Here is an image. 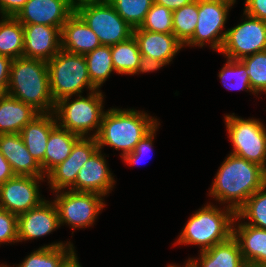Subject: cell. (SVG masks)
Segmentation results:
<instances>
[{"label":"cell","instance_id":"obj_1","mask_svg":"<svg viewBox=\"0 0 266 267\" xmlns=\"http://www.w3.org/2000/svg\"><path fill=\"white\" fill-rule=\"evenodd\" d=\"M266 184V170L233 154L220 166L209 195L237 212L247 199ZM231 203V204H230Z\"/></svg>","mask_w":266,"mask_h":267},{"label":"cell","instance_id":"obj_2","mask_svg":"<svg viewBox=\"0 0 266 267\" xmlns=\"http://www.w3.org/2000/svg\"><path fill=\"white\" fill-rule=\"evenodd\" d=\"M7 94L39 113H53L55 102L50 92L47 62L23 56L12 59Z\"/></svg>","mask_w":266,"mask_h":267},{"label":"cell","instance_id":"obj_3","mask_svg":"<svg viewBox=\"0 0 266 267\" xmlns=\"http://www.w3.org/2000/svg\"><path fill=\"white\" fill-rule=\"evenodd\" d=\"M158 121L137 110L111 108L102 117L96 141L101 150L104 145L123 151L122 157L135 150L137 143L149 133Z\"/></svg>","mask_w":266,"mask_h":267},{"label":"cell","instance_id":"obj_4","mask_svg":"<svg viewBox=\"0 0 266 267\" xmlns=\"http://www.w3.org/2000/svg\"><path fill=\"white\" fill-rule=\"evenodd\" d=\"M224 210L208 204L196 211L187 221L177 244L200 245L202 252L229 240L233 236L236 212L228 206Z\"/></svg>","mask_w":266,"mask_h":267},{"label":"cell","instance_id":"obj_5","mask_svg":"<svg viewBox=\"0 0 266 267\" xmlns=\"http://www.w3.org/2000/svg\"><path fill=\"white\" fill-rule=\"evenodd\" d=\"M50 92L54 102L73 94H81L87 86L91 92L97 88L91 83L84 55L60 50L47 62Z\"/></svg>","mask_w":266,"mask_h":267},{"label":"cell","instance_id":"obj_6","mask_svg":"<svg viewBox=\"0 0 266 267\" xmlns=\"http://www.w3.org/2000/svg\"><path fill=\"white\" fill-rule=\"evenodd\" d=\"M70 99V96H67L55 102L53 113L59 120L57 124L80 137H87L88 132L96 128L92 135L95 138L105 113L102 106L103 94L97 89L89 92L87 98L79 95L74 101L69 102Z\"/></svg>","mask_w":266,"mask_h":267},{"label":"cell","instance_id":"obj_7","mask_svg":"<svg viewBox=\"0 0 266 267\" xmlns=\"http://www.w3.org/2000/svg\"><path fill=\"white\" fill-rule=\"evenodd\" d=\"M75 12L97 35L101 45L112 46L133 36V28L109 1L84 3L77 6Z\"/></svg>","mask_w":266,"mask_h":267},{"label":"cell","instance_id":"obj_8","mask_svg":"<svg viewBox=\"0 0 266 267\" xmlns=\"http://www.w3.org/2000/svg\"><path fill=\"white\" fill-rule=\"evenodd\" d=\"M225 124L233 151L230 154L262 166L266 170V128L259 120L226 115Z\"/></svg>","mask_w":266,"mask_h":267},{"label":"cell","instance_id":"obj_9","mask_svg":"<svg viewBox=\"0 0 266 267\" xmlns=\"http://www.w3.org/2000/svg\"><path fill=\"white\" fill-rule=\"evenodd\" d=\"M236 0H198V22L193 36L184 44L201 46L210 43L220 52L226 31L221 32L227 20L229 8Z\"/></svg>","mask_w":266,"mask_h":267},{"label":"cell","instance_id":"obj_10","mask_svg":"<svg viewBox=\"0 0 266 267\" xmlns=\"http://www.w3.org/2000/svg\"><path fill=\"white\" fill-rule=\"evenodd\" d=\"M57 197L53 200L59 217V223H67L73 229L86 228L93 225L99 212L105 204L102 195L93 192L55 191ZM59 193V194H58Z\"/></svg>","mask_w":266,"mask_h":267},{"label":"cell","instance_id":"obj_11","mask_svg":"<svg viewBox=\"0 0 266 267\" xmlns=\"http://www.w3.org/2000/svg\"><path fill=\"white\" fill-rule=\"evenodd\" d=\"M243 15L247 16L246 21L226 30L220 52L228 59L241 60L266 50V22L246 13Z\"/></svg>","mask_w":266,"mask_h":267},{"label":"cell","instance_id":"obj_12","mask_svg":"<svg viewBox=\"0 0 266 267\" xmlns=\"http://www.w3.org/2000/svg\"><path fill=\"white\" fill-rule=\"evenodd\" d=\"M44 177L15 175L0 186V208L17 216L38 206L40 180Z\"/></svg>","mask_w":266,"mask_h":267},{"label":"cell","instance_id":"obj_13","mask_svg":"<svg viewBox=\"0 0 266 267\" xmlns=\"http://www.w3.org/2000/svg\"><path fill=\"white\" fill-rule=\"evenodd\" d=\"M99 149L96 138L80 137L72 147L70 155L47 175L48 183L53 191L70 188L76 181L83 164Z\"/></svg>","mask_w":266,"mask_h":267},{"label":"cell","instance_id":"obj_14","mask_svg":"<svg viewBox=\"0 0 266 267\" xmlns=\"http://www.w3.org/2000/svg\"><path fill=\"white\" fill-rule=\"evenodd\" d=\"M74 12L70 0H28L15 18L22 25L62 28Z\"/></svg>","mask_w":266,"mask_h":267},{"label":"cell","instance_id":"obj_15","mask_svg":"<svg viewBox=\"0 0 266 267\" xmlns=\"http://www.w3.org/2000/svg\"><path fill=\"white\" fill-rule=\"evenodd\" d=\"M23 28V57L48 62L61 50V28L38 24Z\"/></svg>","mask_w":266,"mask_h":267},{"label":"cell","instance_id":"obj_16","mask_svg":"<svg viewBox=\"0 0 266 267\" xmlns=\"http://www.w3.org/2000/svg\"><path fill=\"white\" fill-rule=\"evenodd\" d=\"M58 227L60 223L56 206L44 199L38 206L18 215V242L40 238Z\"/></svg>","mask_w":266,"mask_h":267},{"label":"cell","instance_id":"obj_17","mask_svg":"<svg viewBox=\"0 0 266 267\" xmlns=\"http://www.w3.org/2000/svg\"><path fill=\"white\" fill-rule=\"evenodd\" d=\"M98 149L78 172L75 183L69 188L78 192H93L106 196L115 183L106 160Z\"/></svg>","mask_w":266,"mask_h":267},{"label":"cell","instance_id":"obj_18","mask_svg":"<svg viewBox=\"0 0 266 267\" xmlns=\"http://www.w3.org/2000/svg\"><path fill=\"white\" fill-rule=\"evenodd\" d=\"M0 152L15 175L46 177L38 162L28 152L20 133L0 134Z\"/></svg>","mask_w":266,"mask_h":267},{"label":"cell","instance_id":"obj_19","mask_svg":"<svg viewBox=\"0 0 266 267\" xmlns=\"http://www.w3.org/2000/svg\"><path fill=\"white\" fill-rule=\"evenodd\" d=\"M133 36L141 56L162 61L165 65L169 64L184 46L174 34L150 32L140 27L133 29Z\"/></svg>","mask_w":266,"mask_h":267},{"label":"cell","instance_id":"obj_20","mask_svg":"<svg viewBox=\"0 0 266 267\" xmlns=\"http://www.w3.org/2000/svg\"><path fill=\"white\" fill-rule=\"evenodd\" d=\"M100 46L97 35L76 12L61 28V49L66 52L86 55Z\"/></svg>","mask_w":266,"mask_h":267},{"label":"cell","instance_id":"obj_21","mask_svg":"<svg viewBox=\"0 0 266 267\" xmlns=\"http://www.w3.org/2000/svg\"><path fill=\"white\" fill-rule=\"evenodd\" d=\"M54 118V119H53ZM58 120L54 113H40L26 124L20 135L28 152L38 162L44 173V154L51 130L57 125Z\"/></svg>","mask_w":266,"mask_h":267},{"label":"cell","instance_id":"obj_22","mask_svg":"<svg viewBox=\"0 0 266 267\" xmlns=\"http://www.w3.org/2000/svg\"><path fill=\"white\" fill-rule=\"evenodd\" d=\"M233 237L238 241L241 255L248 267H266V229L241 223Z\"/></svg>","mask_w":266,"mask_h":267},{"label":"cell","instance_id":"obj_23","mask_svg":"<svg viewBox=\"0 0 266 267\" xmlns=\"http://www.w3.org/2000/svg\"><path fill=\"white\" fill-rule=\"evenodd\" d=\"M200 253L199 261L188 259L192 267H248L241 255L239 243L233 236Z\"/></svg>","mask_w":266,"mask_h":267},{"label":"cell","instance_id":"obj_24","mask_svg":"<svg viewBox=\"0 0 266 267\" xmlns=\"http://www.w3.org/2000/svg\"><path fill=\"white\" fill-rule=\"evenodd\" d=\"M39 114L32 106L6 93L0 99V134L20 133Z\"/></svg>","mask_w":266,"mask_h":267},{"label":"cell","instance_id":"obj_25","mask_svg":"<svg viewBox=\"0 0 266 267\" xmlns=\"http://www.w3.org/2000/svg\"><path fill=\"white\" fill-rule=\"evenodd\" d=\"M79 138L80 136L58 124L51 130L44 154V175L70 155L72 147Z\"/></svg>","mask_w":266,"mask_h":267},{"label":"cell","instance_id":"obj_26","mask_svg":"<svg viewBox=\"0 0 266 267\" xmlns=\"http://www.w3.org/2000/svg\"><path fill=\"white\" fill-rule=\"evenodd\" d=\"M68 243L59 242L42 246L16 267H64L76 254L73 245Z\"/></svg>","mask_w":266,"mask_h":267},{"label":"cell","instance_id":"obj_27","mask_svg":"<svg viewBox=\"0 0 266 267\" xmlns=\"http://www.w3.org/2000/svg\"><path fill=\"white\" fill-rule=\"evenodd\" d=\"M0 21V55L16 59L23 56L24 28L12 16H3Z\"/></svg>","mask_w":266,"mask_h":267},{"label":"cell","instance_id":"obj_28","mask_svg":"<svg viewBox=\"0 0 266 267\" xmlns=\"http://www.w3.org/2000/svg\"><path fill=\"white\" fill-rule=\"evenodd\" d=\"M114 70L117 74H136L141 54L134 36L110 46Z\"/></svg>","mask_w":266,"mask_h":267},{"label":"cell","instance_id":"obj_29","mask_svg":"<svg viewBox=\"0 0 266 267\" xmlns=\"http://www.w3.org/2000/svg\"><path fill=\"white\" fill-rule=\"evenodd\" d=\"M91 83L98 89L114 70L110 46L101 45L84 55Z\"/></svg>","mask_w":266,"mask_h":267},{"label":"cell","instance_id":"obj_30","mask_svg":"<svg viewBox=\"0 0 266 267\" xmlns=\"http://www.w3.org/2000/svg\"><path fill=\"white\" fill-rule=\"evenodd\" d=\"M249 219L245 224L266 229V184L253 193L245 204L236 212L235 221Z\"/></svg>","mask_w":266,"mask_h":267},{"label":"cell","instance_id":"obj_31","mask_svg":"<svg viewBox=\"0 0 266 267\" xmlns=\"http://www.w3.org/2000/svg\"><path fill=\"white\" fill-rule=\"evenodd\" d=\"M198 0L173 11V34L184 45L192 36L198 22Z\"/></svg>","mask_w":266,"mask_h":267},{"label":"cell","instance_id":"obj_32","mask_svg":"<svg viewBox=\"0 0 266 267\" xmlns=\"http://www.w3.org/2000/svg\"><path fill=\"white\" fill-rule=\"evenodd\" d=\"M119 16L133 29L140 27L154 0H109Z\"/></svg>","mask_w":266,"mask_h":267},{"label":"cell","instance_id":"obj_33","mask_svg":"<svg viewBox=\"0 0 266 267\" xmlns=\"http://www.w3.org/2000/svg\"><path fill=\"white\" fill-rule=\"evenodd\" d=\"M247 72V67L241 60L228 59L219 73V78L224 81L223 86L229 90L245 89L253 93ZM227 79L230 84L226 82Z\"/></svg>","mask_w":266,"mask_h":267},{"label":"cell","instance_id":"obj_34","mask_svg":"<svg viewBox=\"0 0 266 267\" xmlns=\"http://www.w3.org/2000/svg\"><path fill=\"white\" fill-rule=\"evenodd\" d=\"M140 28L150 32L173 34V11L153 3Z\"/></svg>","mask_w":266,"mask_h":267},{"label":"cell","instance_id":"obj_35","mask_svg":"<svg viewBox=\"0 0 266 267\" xmlns=\"http://www.w3.org/2000/svg\"><path fill=\"white\" fill-rule=\"evenodd\" d=\"M241 61L247 67L253 93H266V50L246 56Z\"/></svg>","mask_w":266,"mask_h":267},{"label":"cell","instance_id":"obj_36","mask_svg":"<svg viewBox=\"0 0 266 267\" xmlns=\"http://www.w3.org/2000/svg\"><path fill=\"white\" fill-rule=\"evenodd\" d=\"M18 241V216L0 208V244Z\"/></svg>","mask_w":266,"mask_h":267},{"label":"cell","instance_id":"obj_37","mask_svg":"<svg viewBox=\"0 0 266 267\" xmlns=\"http://www.w3.org/2000/svg\"><path fill=\"white\" fill-rule=\"evenodd\" d=\"M158 125L159 123L137 143L133 152L128 153L123 157L124 162L129 163V165H135L141 162L143 155L147 154L152 149L154 133L158 128Z\"/></svg>","mask_w":266,"mask_h":267},{"label":"cell","instance_id":"obj_38","mask_svg":"<svg viewBox=\"0 0 266 267\" xmlns=\"http://www.w3.org/2000/svg\"><path fill=\"white\" fill-rule=\"evenodd\" d=\"M244 13L266 22V0H246Z\"/></svg>","mask_w":266,"mask_h":267},{"label":"cell","instance_id":"obj_39","mask_svg":"<svg viewBox=\"0 0 266 267\" xmlns=\"http://www.w3.org/2000/svg\"><path fill=\"white\" fill-rule=\"evenodd\" d=\"M28 0H0V13L3 16L15 17Z\"/></svg>","mask_w":266,"mask_h":267},{"label":"cell","instance_id":"obj_40","mask_svg":"<svg viewBox=\"0 0 266 267\" xmlns=\"http://www.w3.org/2000/svg\"><path fill=\"white\" fill-rule=\"evenodd\" d=\"M12 59L10 57L0 55V88L7 93L10 79V65Z\"/></svg>","mask_w":266,"mask_h":267},{"label":"cell","instance_id":"obj_41","mask_svg":"<svg viewBox=\"0 0 266 267\" xmlns=\"http://www.w3.org/2000/svg\"><path fill=\"white\" fill-rule=\"evenodd\" d=\"M163 66H165V64L162 61L150 58L148 56H141L136 73L152 72L160 69Z\"/></svg>","mask_w":266,"mask_h":267},{"label":"cell","instance_id":"obj_42","mask_svg":"<svg viewBox=\"0 0 266 267\" xmlns=\"http://www.w3.org/2000/svg\"><path fill=\"white\" fill-rule=\"evenodd\" d=\"M15 176L9 162L0 152V186Z\"/></svg>","mask_w":266,"mask_h":267},{"label":"cell","instance_id":"obj_43","mask_svg":"<svg viewBox=\"0 0 266 267\" xmlns=\"http://www.w3.org/2000/svg\"><path fill=\"white\" fill-rule=\"evenodd\" d=\"M192 1L194 0H154V3L174 11L191 3Z\"/></svg>","mask_w":266,"mask_h":267},{"label":"cell","instance_id":"obj_44","mask_svg":"<svg viewBox=\"0 0 266 267\" xmlns=\"http://www.w3.org/2000/svg\"><path fill=\"white\" fill-rule=\"evenodd\" d=\"M109 0H70L72 6L76 8L77 6L84 4V3H90V2H105Z\"/></svg>","mask_w":266,"mask_h":267},{"label":"cell","instance_id":"obj_45","mask_svg":"<svg viewBox=\"0 0 266 267\" xmlns=\"http://www.w3.org/2000/svg\"><path fill=\"white\" fill-rule=\"evenodd\" d=\"M64 267H81L76 254L66 263Z\"/></svg>","mask_w":266,"mask_h":267},{"label":"cell","instance_id":"obj_46","mask_svg":"<svg viewBox=\"0 0 266 267\" xmlns=\"http://www.w3.org/2000/svg\"><path fill=\"white\" fill-rule=\"evenodd\" d=\"M168 267H181V266H176V265H169ZM184 267H192V265L187 261L186 265Z\"/></svg>","mask_w":266,"mask_h":267},{"label":"cell","instance_id":"obj_47","mask_svg":"<svg viewBox=\"0 0 266 267\" xmlns=\"http://www.w3.org/2000/svg\"><path fill=\"white\" fill-rule=\"evenodd\" d=\"M6 94V92L0 88V99Z\"/></svg>","mask_w":266,"mask_h":267},{"label":"cell","instance_id":"obj_48","mask_svg":"<svg viewBox=\"0 0 266 267\" xmlns=\"http://www.w3.org/2000/svg\"><path fill=\"white\" fill-rule=\"evenodd\" d=\"M0 267H10V266H7V265H2V264H1V265H0Z\"/></svg>","mask_w":266,"mask_h":267}]
</instances>
